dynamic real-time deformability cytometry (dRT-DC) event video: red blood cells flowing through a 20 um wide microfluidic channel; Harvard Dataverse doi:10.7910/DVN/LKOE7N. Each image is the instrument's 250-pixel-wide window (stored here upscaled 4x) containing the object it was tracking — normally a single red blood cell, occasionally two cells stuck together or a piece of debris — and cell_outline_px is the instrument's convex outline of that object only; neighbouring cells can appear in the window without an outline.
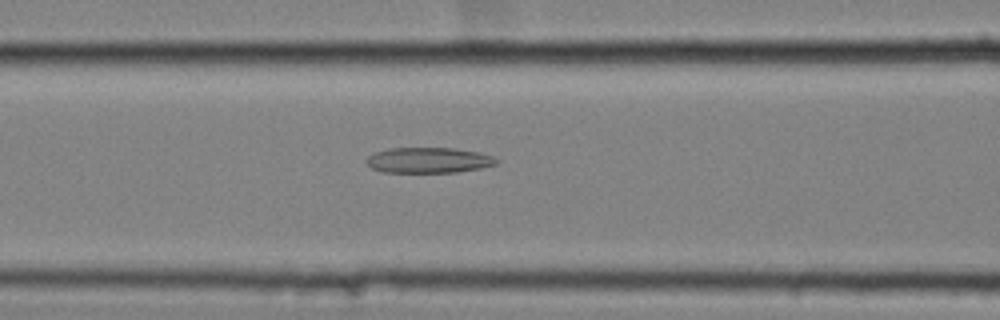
{"species": "common noctule bat (a hibernating species)", "species_latin": "Nyctalus noctula", "temperature_condition": "cold", "stored_images_in_passage": 37, "camera_frame_rate_fps": 3000, "um_per_image_px": 0.085, "animal": {"sex": "female", "body_mass_g": 25.1}, "frame": {"image": 1, "passage_image": 9, "time_ms": 2.667, "image_size_px": [1000, 320], "cell_outline_px": [[500, 160], [496, 164], [480, 168], [456, 172], [384, 172], [372, 168], [364, 160], [368, 156], [376, 152], [388, 148], [452, 148], [476, 152], [492, 156]], "centroid_in_image_um": [36.41, 13.62], "position_along_channel_um": 130.2, "area_um2": 19.19}}
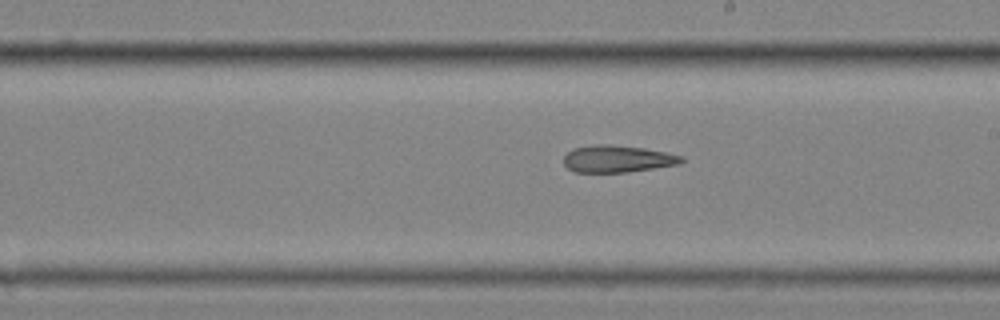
{"frame": {"image": 2, "passage_image": 18, "time_ms": 5.667, "image_size_px": [1000, 320], "cell_outline_px": [[684, 160], [680, 164], [624, 172], [572, 172], [564, 164], [564, 156], [572, 148], [596, 144], [608, 144], [644, 148], [684, 156]], "centroid_in_image_um": [52.46, 13.5], "position_along_channel_um": 236.5, "area_um2": 18.5}}
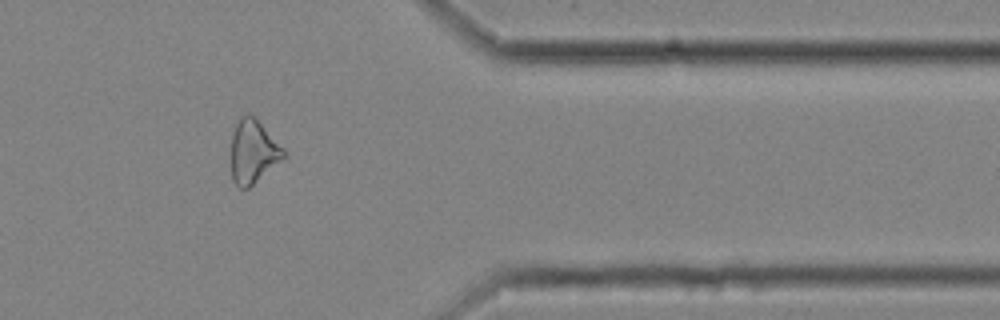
{"frame": {"image": 3, "passage_image": 32, "time_ms": 10.333, "image_size_px": [1000, 320], "cell_outline_px": [[288, 156], [248, 188], [240, 188], [232, 180], [232, 132], [236, 124], [248, 112], [284, 148]], "centroid_in_image_um": [21.54, 12.93], "position_along_channel_um": 389.9, "area_um2": 19.07}, "authors_computed_cell_mechanics": {"area_um2": 19.1318, "velocity_mm_per_s": 3.5516, "shape_relaxation_time_tau1_ms": null, "shape_relaxation_time_tau2_ms": 9.8912, "deformation_change_tau1": null, "deformation_change_tau2": 0.2696}}